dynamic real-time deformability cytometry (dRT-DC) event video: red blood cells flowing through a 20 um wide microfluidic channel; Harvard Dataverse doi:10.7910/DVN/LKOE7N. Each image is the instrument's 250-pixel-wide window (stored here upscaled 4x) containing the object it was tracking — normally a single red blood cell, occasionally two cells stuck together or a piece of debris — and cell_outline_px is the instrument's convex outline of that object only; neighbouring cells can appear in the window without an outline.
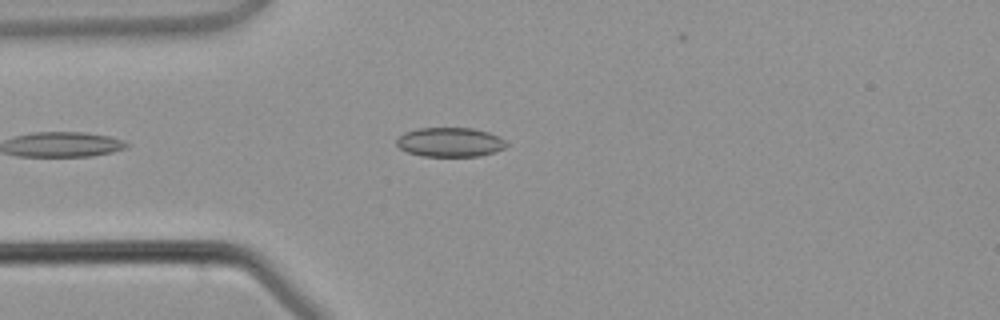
{"species": "common noctule bat (a hibernating species)", "species_latin": "Nyctalus noctula", "temperature_condition": "warm", "stored_images_in_passage": 3, "camera_frame_rate_fps": 3000, "um_per_image_px": 0.085, "animal": {"sex": "male", "body_mass_g": 21.5, "forearm_length_mm": 52.0}, "frame": {"image": 1, "passage_image": 3, "time_ms": 3.333, "image_size_px": [1000, 320], "cell_outline_px": [[508, 144], [504, 148], [496, 152], [480, 156], [420, 156], [408, 152], [400, 148], [396, 144], [396, 140], [404, 132], [416, 128], [472, 128], [488, 132], [504, 140]], "centroid_in_image_um": [38.23, 12.09], "position_along_channel_um": 46.8, "area_um2": 18.79}}